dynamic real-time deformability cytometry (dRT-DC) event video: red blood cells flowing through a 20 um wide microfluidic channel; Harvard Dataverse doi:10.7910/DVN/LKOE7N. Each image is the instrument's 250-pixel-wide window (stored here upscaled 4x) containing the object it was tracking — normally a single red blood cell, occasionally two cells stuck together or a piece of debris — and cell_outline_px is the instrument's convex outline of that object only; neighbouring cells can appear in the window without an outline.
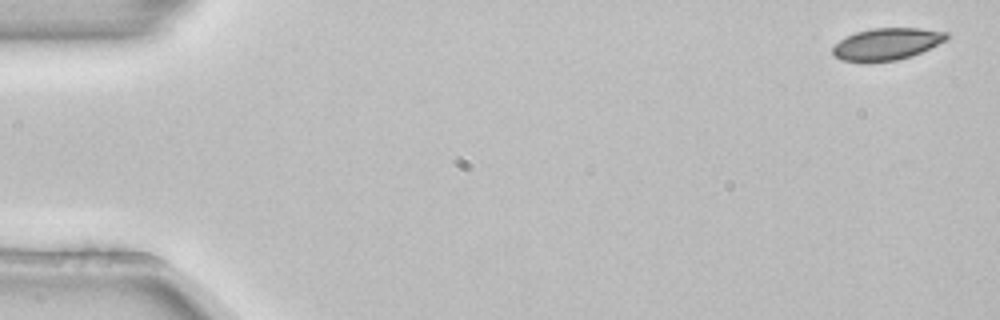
{"species": "common noctule bat (a hibernating species)", "species_latin": "Nyctalus noctula", "temperature_condition": "room temperature", "stored_images_in_passage": 5, "camera_frame_rate_fps": 3000, "um_per_image_px": 0.085, "animal": {"sex": "female", "body_mass_g": 22.7, "forearm_length_mm": 54.2}, "frame": {"image": 1, "passage_image": 1, "time_ms": 0.0, "image_size_px": [1000, 320], "cell_outline_px": [[948, 40], [912, 56], [896, 60], [868, 64], [864, 64], [840, 60], [832, 52], [832, 48], [840, 40], [856, 32], [872, 28], [920, 28], [948, 32]], "centroid_in_image_um": [75.37, 3.77], "position_along_channel_um": 9.6, "area_um2": 21.62}}
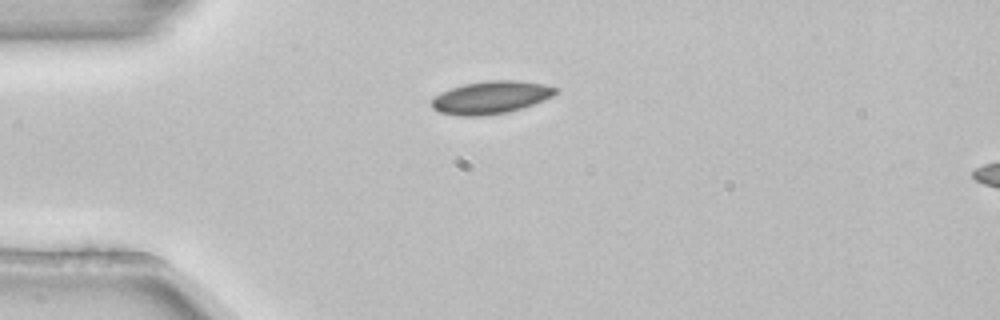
{"frame": {"image": 2, "passage_image": 4, "time_ms": 1.0, "image_size_px": [1000, 320], "cell_outline_px": [[556, 92], [552, 96], [544, 100], [508, 112], [484, 116], [456, 116], [440, 112], [432, 108], [432, 100], [440, 92], [464, 84], [488, 80], [516, 80], [544, 84], [556, 88]], "centroid_in_image_um": [41.7, 8.28], "position_along_channel_um": 43.3, "area_um2": 23.47}}